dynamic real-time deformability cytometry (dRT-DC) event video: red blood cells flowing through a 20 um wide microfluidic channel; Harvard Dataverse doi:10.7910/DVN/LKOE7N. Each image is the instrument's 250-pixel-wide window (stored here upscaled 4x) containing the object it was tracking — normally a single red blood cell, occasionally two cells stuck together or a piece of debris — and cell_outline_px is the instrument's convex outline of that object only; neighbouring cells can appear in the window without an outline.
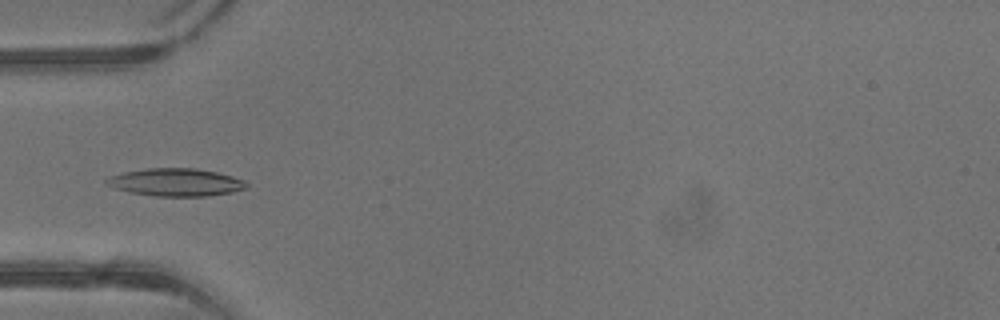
{"species": "common noctule bat (a hibernating species)", "species_latin": "Nyctalus noctula", "temperature_condition": "warm", "stored_images_in_passage": 42, "camera_frame_rate_fps": 3000, "um_per_image_px": 0.085, "animal": {"sex": "male", "body_mass_g": 13.3}, "frame": {"image": 1, "passage_image": 14, "time_ms": 4.333, "image_size_px": [1000, 320], "cell_outline_px": [[248, 188], [232, 192], [208, 196], [156, 196], [132, 192], [116, 188], [104, 184], [104, 180], [112, 176], [124, 172], [148, 168], [196, 168], [216, 172], [232, 176], [244, 180], [248, 184]], "centroid_in_image_um": [14.98, 15.49], "position_along_channel_um": 70.0, "area_um2": 22.48}}
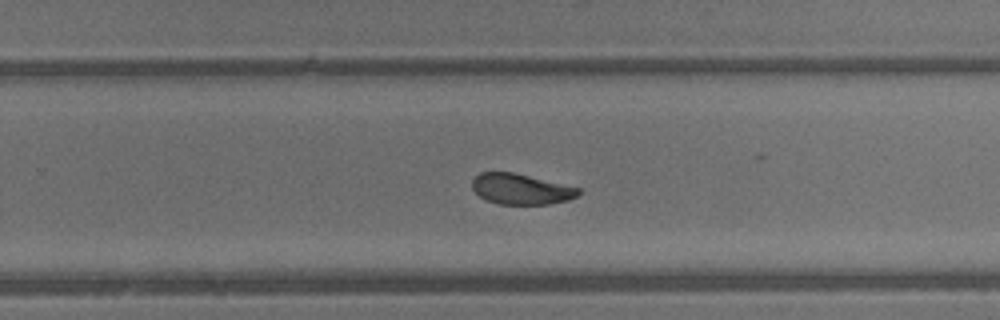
{"frame": {"image": 2, "passage_image": 27, "time_ms": 8.667, "image_size_px": [1000, 320], "cell_outline_px": [[580, 192], [576, 196], [568, 200], [552, 204], [496, 204], [484, 200], [472, 188], [472, 180], [480, 172], [512, 172], [580, 188]], "centroid_in_image_um": [44.25, 16.08], "position_along_channel_um": 285.5, "area_um2": 18.9}}
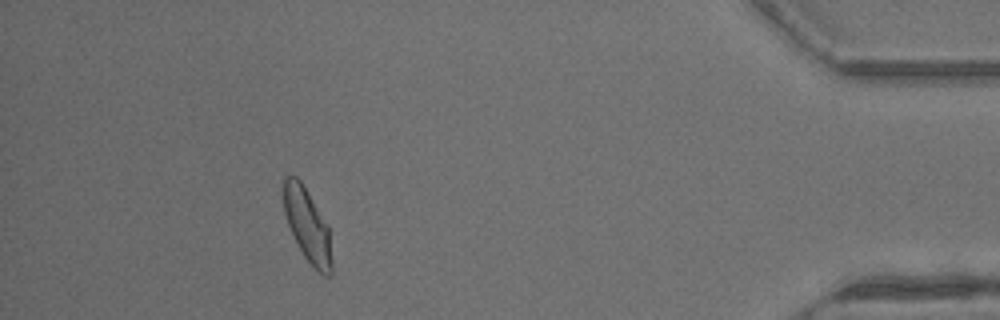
{"frame": {"image": 3, "passage_image": 38, "time_ms": 12.333, "image_size_px": [1000, 320], "cell_outline_px": [[332, 272], [328, 276], [324, 276], [304, 256], [288, 224], [284, 212], [284, 176], [296, 176], [300, 180], [328, 224], [332, 260]], "centroid_in_image_um": [26.15, 19.14], "position_along_channel_um": 409.1, "area_um2": 20.11}, "authors_computed_cell_mechanics": {"area_um2": 20.7791, "velocity_mm_per_s": 4.964, "shape_relaxation_time_tau1_ms": 3.5267, "shape_relaxation_time_tau2_ms": 1.7482, "deformation_change_tau1": 0.142, "deformation_change_tau2": 0.0661}}